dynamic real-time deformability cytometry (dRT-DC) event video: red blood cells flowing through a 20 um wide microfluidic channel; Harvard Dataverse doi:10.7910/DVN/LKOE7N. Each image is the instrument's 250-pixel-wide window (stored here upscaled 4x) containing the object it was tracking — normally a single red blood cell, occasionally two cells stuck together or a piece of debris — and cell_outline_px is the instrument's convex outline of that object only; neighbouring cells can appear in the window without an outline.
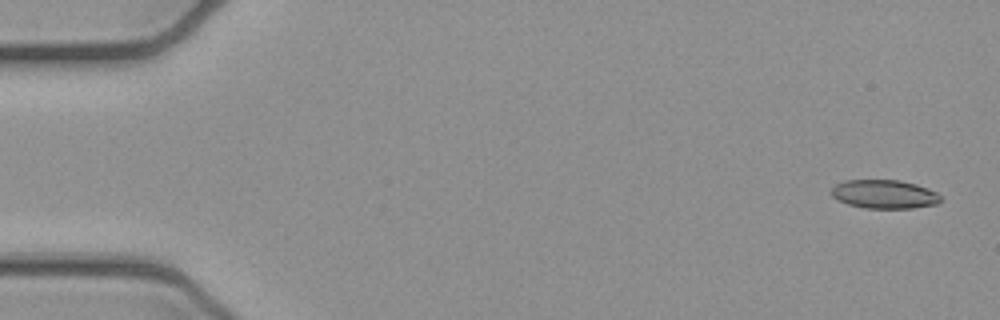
{"species": "common noctule bat (a hibernating species)", "species_latin": "Nyctalus noctula", "temperature_condition": "cold", "stored_images_in_passage": 6, "camera_frame_rate_fps": 3000, "um_per_image_px": 0.085, "animal": {"sex": "female", "body_mass_g": 21.9}, "frame": {"image": 1, "passage_image": 1, "time_ms": 0.0, "image_size_px": [1000, 320], "cell_outline_px": [[940, 200], [936, 204], [912, 208], [864, 208], [848, 204], [836, 200], [828, 192], [836, 184], [844, 180], [900, 180], [916, 184], [928, 188], [936, 192], [940, 196]], "centroid_in_image_um": [75.11, 16.5], "position_along_channel_um": 9.9, "area_um2": 18.38}}
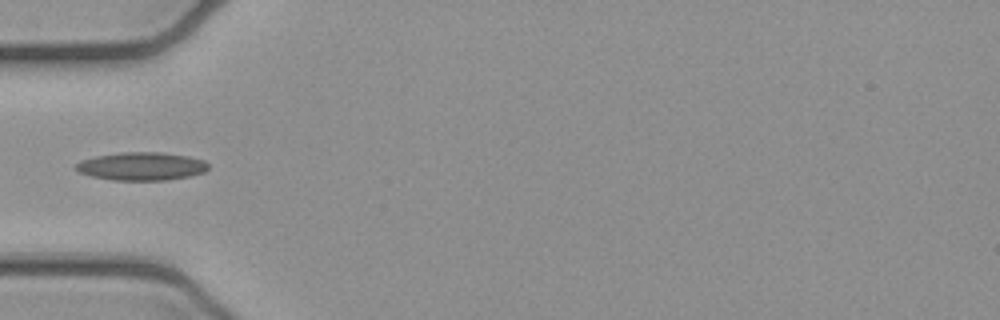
{"frame": {"image": 2, "passage_image": 5, "time_ms": 1.333, "image_size_px": [1000, 320], "cell_outline_px": [[208, 168], [204, 172], [188, 176], [168, 180], [112, 180], [92, 176], [80, 172], [72, 168], [80, 160], [96, 156], [120, 152], [160, 152], [188, 156], [204, 160], [208, 164]], "centroid_in_image_um": [12.0, 14.13], "position_along_channel_um": 73.0, "area_um2": 21.73}}
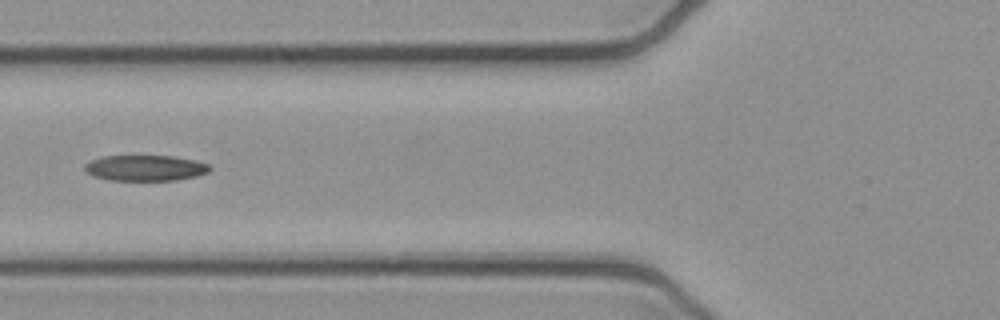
{"frame": {"image": 3, "passage_image": 6, "time_ms": 1.667, "image_size_px": [1000, 320], "cell_outline_px": [[212, 168], [208, 172], [196, 176], [176, 180], [108, 180], [92, 176], [84, 172], [84, 164], [92, 160], [104, 156], [172, 156], [196, 160], [208, 164]], "centroid_in_image_um": [12.33, 14.28], "position_along_channel_um": 113.5, "area_um2": 18.84}}